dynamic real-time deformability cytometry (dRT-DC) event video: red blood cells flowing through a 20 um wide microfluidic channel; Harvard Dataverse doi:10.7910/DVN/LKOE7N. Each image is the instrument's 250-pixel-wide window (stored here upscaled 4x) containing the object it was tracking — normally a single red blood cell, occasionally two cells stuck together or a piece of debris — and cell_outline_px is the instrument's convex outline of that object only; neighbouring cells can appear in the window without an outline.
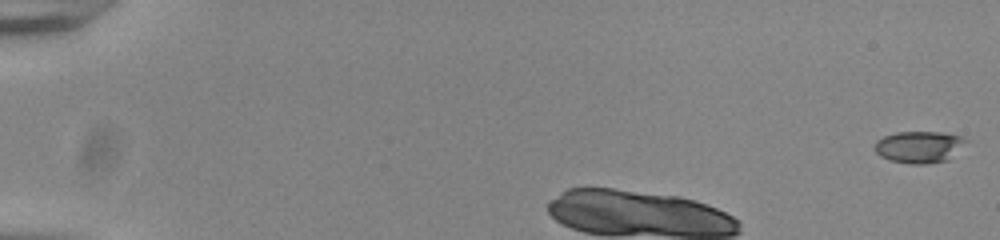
{"species": "common noctule bat (a hibernating species)", "species_latin": "Nyctalus noctula", "temperature_condition": "room temperature", "stored_images_in_passage": 11, "camera_frame_rate_fps": 3000, "um_per_image_px": 0.085, "animal": {"sex": "male", "body_mass_g": 20.0, "forearm_length_mm": 53.3}, "frame": {"image": 1, "passage_image": 1, "time_ms": 0.0, "image_size_px": [1000, 240], "cell_outline_px": [[968, 140], [948, 160], [928, 164], [912, 164], [892, 160], [880, 156], [876, 152], [876, 140], [884, 136], [896, 132], [944, 132], [960, 136]], "centroid_in_image_um": [78.14, 12.48], "position_along_channel_um": 6.9, "area_um2": 16.76}}